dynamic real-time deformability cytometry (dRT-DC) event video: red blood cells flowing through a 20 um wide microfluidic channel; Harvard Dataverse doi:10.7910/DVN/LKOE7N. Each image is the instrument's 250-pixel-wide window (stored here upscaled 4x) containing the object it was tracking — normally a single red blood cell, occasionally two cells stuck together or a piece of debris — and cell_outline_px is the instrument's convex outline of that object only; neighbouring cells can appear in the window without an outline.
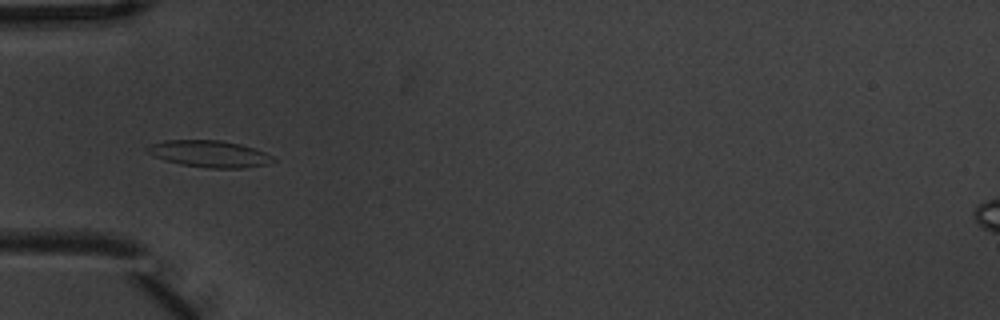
{"species": "common noctule bat (a hibernating species)", "species_latin": "Nyctalus noctula", "temperature_condition": "warm", "stored_images_in_passage": 8, "camera_frame_rate_fps": 3000, "um_per_image_px": 0.085, "animal": {"sex": "male", "body_mass_g": 20.1, "forearm_length_mm": 53.5}, "frame": {"image": 1, "passage_image": 6, "time_ms": 1.667, "image_size_px": [1000, 320], "cell_outline_px": [[276, 160], [268, 164], [244, 168], [208, 168], [180, 164], [164, 160], [152, 156], [144, 148], [148, 144], [164, 140], [220, 140], [240, 144], [264, 152], [272, 156]], "centroid_in_image_um": [17.74, 13.07], "position_along_channel_um": 67.3, "area_um2": 19.71}}
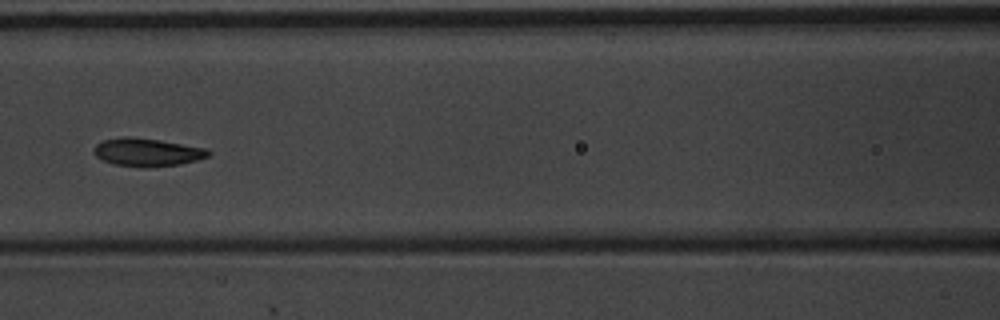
{"frame": {"image": 2, "passage_image": 8, "time_ms": 2.333, "image_size_px": [1000, 320], "cell_outline_px": [[212, 152], [208, 156], [196, 160], [180, 164], [144, 168], [112, 164], [96, 156], [92, 152], [92, 148], [96, 144], [104, 140], [128, 136], [160, 140], [208, 148]], "centroid_in_image_um": [12.51, 12.94], "position_along_channel_um": 154.1, "area_um2": 18.84}}